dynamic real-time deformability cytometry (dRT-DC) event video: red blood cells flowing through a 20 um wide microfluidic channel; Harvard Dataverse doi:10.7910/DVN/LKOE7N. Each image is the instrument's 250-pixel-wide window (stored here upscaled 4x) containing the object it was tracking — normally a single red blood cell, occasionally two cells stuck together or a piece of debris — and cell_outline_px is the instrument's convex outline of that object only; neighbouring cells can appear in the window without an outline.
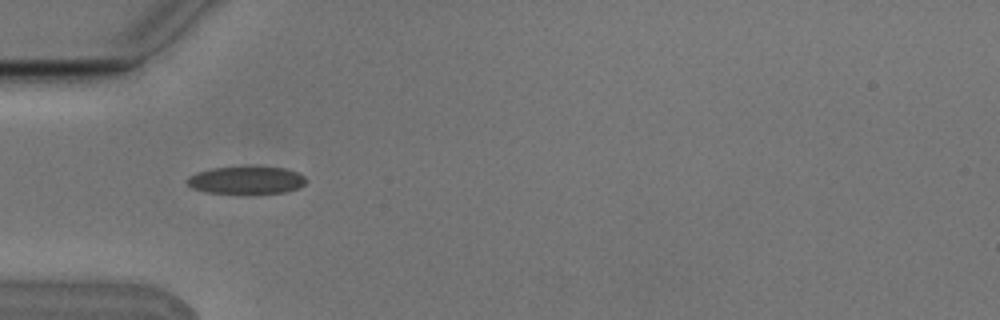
{"species": "Egyptian fruit bat (a non-hibernating species)", "species_latin": "Rousettus aegyptiacus", "temperature_condition": "cold", "stored_images_in_passage": 5, "camera_frame_rate_fps": 3000, "um_per_image_px": 0.085, "animal": {"sex": "male"}, "frame": {"image": 1, "passage_image": 4, "time_ms": 1.0, "image_size_px": [1000, 320], "cell_outline_px": [[304, 184], [296, 188], [284, 192], [248, 196], [244, 196], [208, 192], [192, 188], [184, 180], [188, 176], [196, 172], [212, 168], [252, 164], [260, 164], [284, 168], [296, 172], [304, 176]], "centroid_in_image_um": [20.89, 15.31], "position_along_channel_um": 64.1, "area_um2": 20.52}}